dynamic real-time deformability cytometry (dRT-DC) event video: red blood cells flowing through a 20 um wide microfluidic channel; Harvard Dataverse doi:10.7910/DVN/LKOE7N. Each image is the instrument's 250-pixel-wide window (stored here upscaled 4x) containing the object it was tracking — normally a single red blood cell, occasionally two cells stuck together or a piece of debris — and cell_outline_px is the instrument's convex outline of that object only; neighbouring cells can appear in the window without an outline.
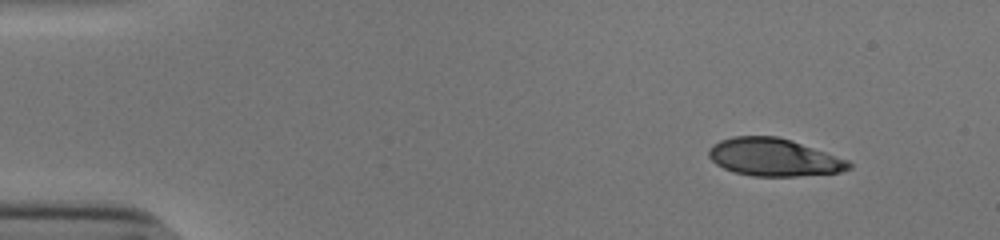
{"species": "human", "species_latin": "Homo sapiens", "temperature_condition": "cold", "stored_images_in_passage": 48, "camera_frame_rate_fps": 3000, "um_per_image_px": 0.085, "donor": {"sex": "male"}, "frame": {"image": 1, "passage_image": 1, "time_ms": 0.0, "image_size_px": [1000, 240], "cell_outline_px": [[852, 168], [840, 172], [796, 176], [752, 176], [732, 172], [716, 164], [708, 156], [708, 148], [712, 144], [720, 140], [732, 136], [776, 136], [792, 140], [848, 160], [852, 164]], "centroid_in_image_um": [65.75, 13.37], "position_along_channel_um": 19.3, "area_um2": 30.87}}
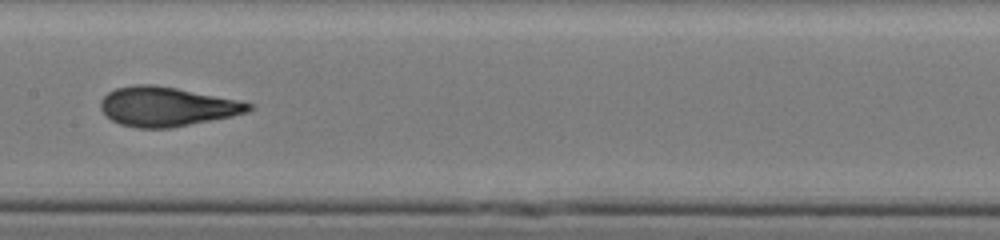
{"frame": {"image": 2, "passage_image": 23, "time_ms": 7.333, "image_size_px": [1000, 240], "cell_outline_px": [[256, 108], [248, 112], [232, 116], [172, 128], [136, 128], [120, 124], [112, 120], [100, 108], [100, 100], [108, 92], [116, 88], [136, 84], [152, 84], [176, 88], [240, 100], [256, 104]], "centroid_in_image_um": [14.22, 9.06], "position_along_channel_um": 193.2, "area_um2": 34.16}}
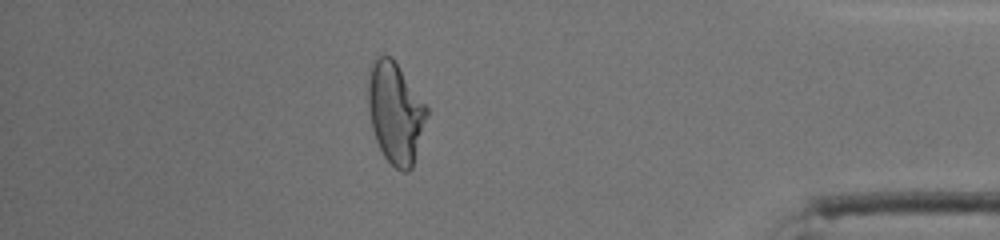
{"frame": {"image": 3, "passage_image": 42, "time_ms": 13.667, "image_size_px": [1000, 240], "cell_outline_px": [[428, 116], [412, 168], [408, 172], [400, 172], [384, 156], [376, 140], [372, 128], [368, 108], [368, 72], [372, 60], [376, 56], [392, 56], [428, 108]], "centroid_in_image_um": [33.6, 9.57], "position_along_channel_um": 401.6, "area_um2": 34.68}, "authors_computed_cell_mechanics": {"area_um2": 33.6107, "velocity_mm_per_s": 3.8606, "shape_relaxation_time_tau1_ms": 6.4047, "shape_relaxation_time_tau2_ms": 0.9482, "deformation_change_tau1": 0.223, "deformation_change_tau2": 0.0753}}